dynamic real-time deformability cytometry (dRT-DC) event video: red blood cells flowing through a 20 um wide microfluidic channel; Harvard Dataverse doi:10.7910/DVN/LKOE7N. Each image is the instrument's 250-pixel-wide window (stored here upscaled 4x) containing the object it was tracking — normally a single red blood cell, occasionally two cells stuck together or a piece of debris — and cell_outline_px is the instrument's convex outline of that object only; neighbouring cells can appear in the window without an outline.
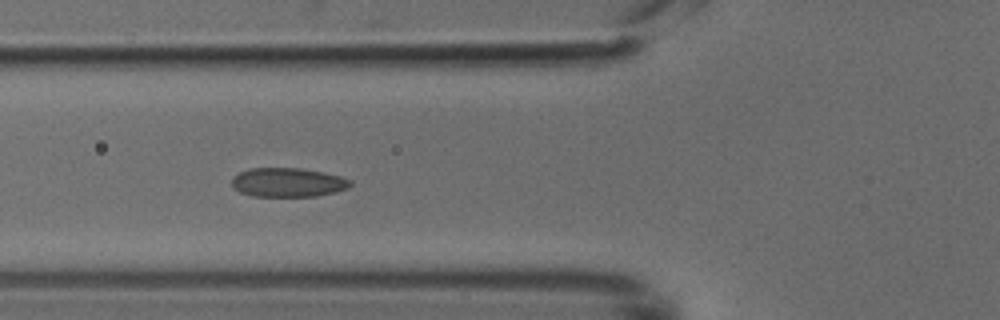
{"species": "common noctule bat (a hibernating species)", "species_latin": "Nyctalus noctula", "temperature_condition": "cold", "stored_images_in_passage": 17, "camera_frame_rate_fps": 3000, "um_per_image_px": 0.085, "animal": {"sex": "male", "body_mass_g": 18.8}, "frame": {"image": 1, "passage_image": 8, "time_ms": 2.333, "image_size_px": [1000, 320], "cell_outline_px": [[352, 184], [348, 188], [336, 192], [316, 196], [252, 196], [240, 192], [232, 188], [232, 176], [248, 168], [300, 168], [324, 172], [340, 176], [352, 180]], "centroid_in_image_um": [24.47, 15.5], "position_along_channel_um": 101.3, "area_um2": 20.29}}